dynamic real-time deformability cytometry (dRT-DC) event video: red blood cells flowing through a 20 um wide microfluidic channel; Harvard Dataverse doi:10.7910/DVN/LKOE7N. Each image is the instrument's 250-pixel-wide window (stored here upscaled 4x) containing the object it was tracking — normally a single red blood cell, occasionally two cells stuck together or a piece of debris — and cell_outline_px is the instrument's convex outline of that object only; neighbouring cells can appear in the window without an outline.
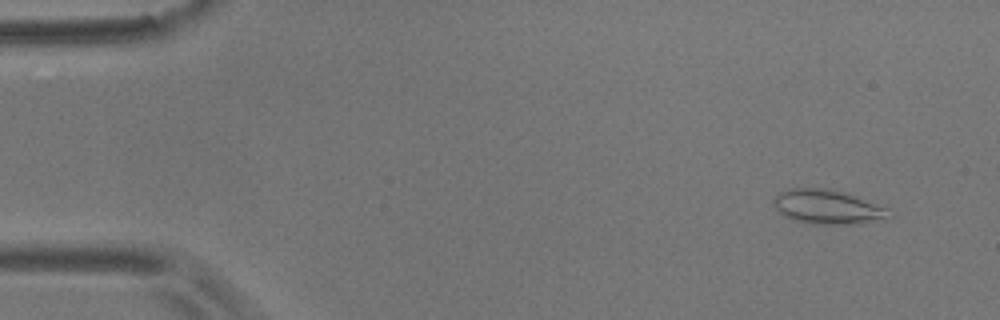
{"species": "common noctule bat (a hibernating species)", "species_latin": "Nyctalus noctula", "temperature_condition": "room temperature", "stored_images_in_passage": 8, "camera_frame_rate_fps": 3000, "um_per_image_px": 0.085, "animal": {"sex": "male", "body_mass_g": 17.9}, "frame": {"image": 1, "passage_image": 1, "time_ms": 0.0, "image_size_px": [1000, 320], "cell_outline_px": [[896, 212], [888, 220], [860, 224], [808, 224], [792, 220], [784, 216], [772, 204], [772, 196], [780, 192], [792, 188], [828, 188], [844, 192], [888, 208]], "centroid_in_image_um": [70.39, 17.61], "position_along_channel_um": 14.6, "area_um2": 23.76}}
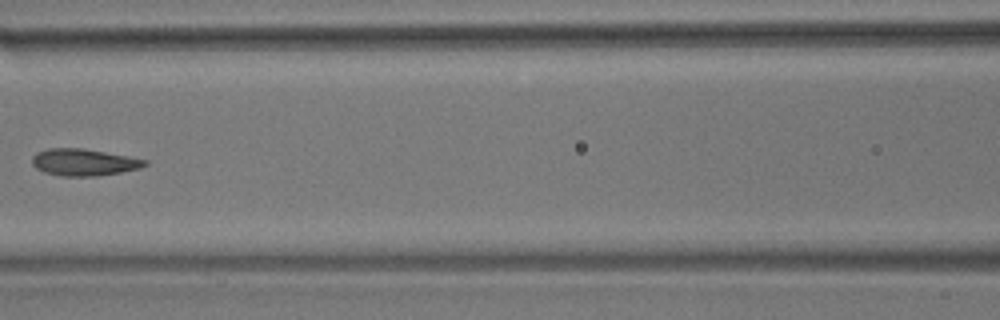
{"frame": {"image": 2, "passage_image": 7, "time_ms": 2.0, "image_size_px": [1000, 320], "cell_outline_px": [[148, 164], [140, 168], [120, 172], [96, 176], [60, 176], [44, 172], [36, 168], [32, 164], [32, 156], [36, 152], [48, 148], [84, 148], [128, 156], [148, 160]], "centroid_in_image_um": [7.11, 13.78], "position_along_channel_um": 159.5, "area_um2": 17.74}}
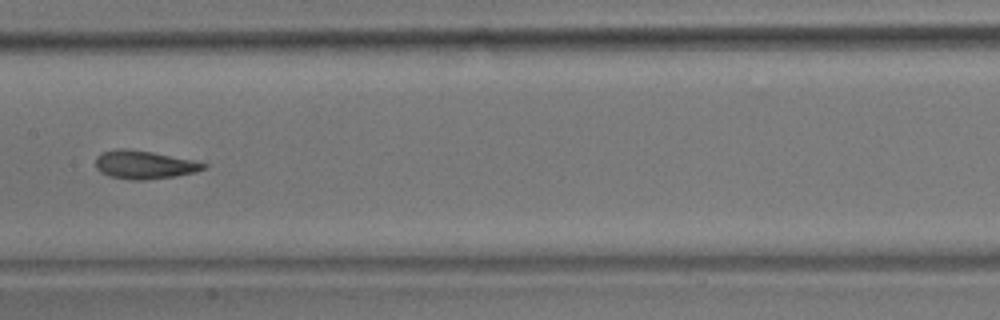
{"frame": {"image": 3, "passage_image": 8, "time_ms": 2.333, "image_size_px": [1000, 320], "cell_outline_px": [[208, 164], [204, 168], [196, 172], [176, 176], [148, 180], [132, 180], [108, 176], [100, 172], [96, 168], [96, 156], [100, 152], [116, 148], [128, 148], [152, 152], [196, 160]], "centroid_in_image_um": [12.24, 13.99], "position_along_channel_um": 195.2, "area_um2": 18.15}}